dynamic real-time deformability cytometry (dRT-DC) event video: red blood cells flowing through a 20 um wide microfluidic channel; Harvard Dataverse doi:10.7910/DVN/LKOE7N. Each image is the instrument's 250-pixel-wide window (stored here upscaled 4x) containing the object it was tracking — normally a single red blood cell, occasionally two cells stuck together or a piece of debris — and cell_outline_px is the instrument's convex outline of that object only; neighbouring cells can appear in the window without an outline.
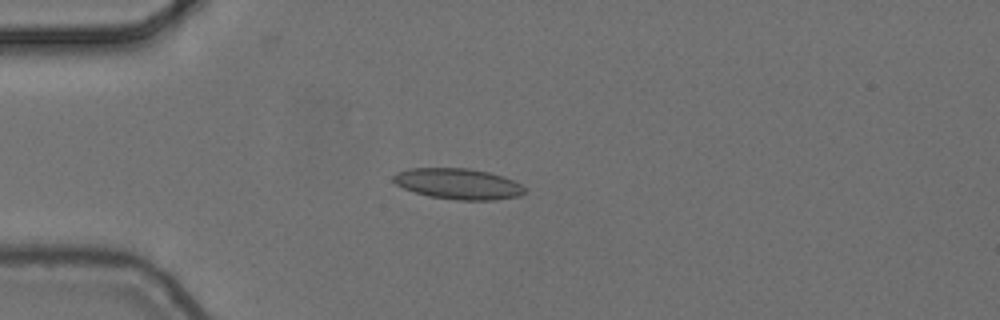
{"species": "common noctule bat (a hibernating species)", "species_latin": "Nyctalus noctula", "temperature_condition": "cold", "stored_images_in_passage": 4, "camera_frame_rate_fps": 3000, "um_per_image_px": 0.085, "animal": {"sex": "female", "body_mass_g": 24.6, "forearm_length_mm": 56.2}, "frame": {"image": 1, "passage_image": 3, "time_ms": 0.667, "image_size_px": [1000, 320], "cell_outline_px": [[524, 192], [520, 196], [496, 200], [456, 200], [428, 196], [404, 188], [396, 184], [392, 180], [392, 176], [396, 172], [408, 168], [468, 168], [488, 172], [504, 176], [520, 184], [524, 188]], "centroid_in_image_um": [38.92, 15.62], "position_along_channel_um": 46.1, "area_um2": 23.64}}